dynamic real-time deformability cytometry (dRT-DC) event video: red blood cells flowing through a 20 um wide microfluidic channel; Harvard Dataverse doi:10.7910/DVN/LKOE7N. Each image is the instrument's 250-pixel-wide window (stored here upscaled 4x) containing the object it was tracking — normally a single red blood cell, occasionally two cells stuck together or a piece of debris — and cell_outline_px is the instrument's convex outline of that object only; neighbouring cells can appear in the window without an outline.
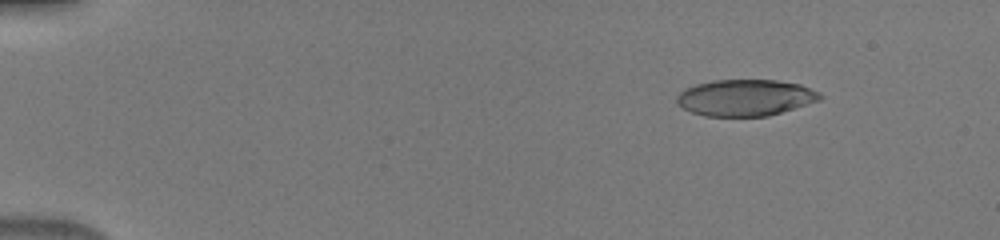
{"species": "human", "species_latin": "Homo sapiens", "temperature_condition": "warm", "stored_images_in_passage": 50, "camera_frame_rate_fps": 3000, "um_per_image_px": 0.085, "donor": {"sex": "male"}, "frame": {"image": 1, "passage_image": 7, "time_ms": 2.0, "image_size_px": [1000, 240], "cell_outline_px": [[824, 96], [820, 100], [768, 116], [704, 116], [692, 112], [676, 104], [676, 96], [684, 88], [696, 84], [712, 80], [776, 80], [800, 84], [820, 92]], "centroid_in_image_um": [63.34, 8.3], "position_along_channel_um": 21.7, "area_um2": 30.52}}
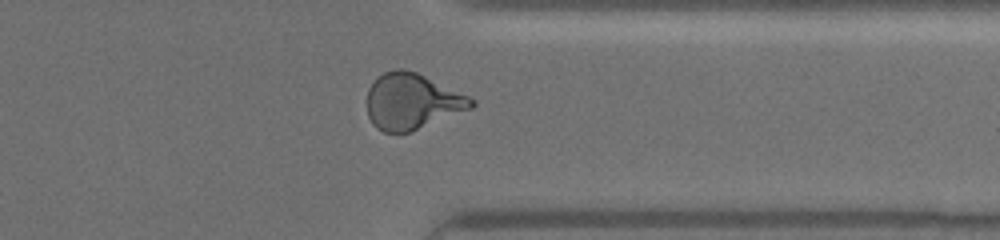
{"frame": {"image": 2, "passage_image": 41, "time_ms": 13.333, "image_size_px": [1000, 240], "cell_outline_px": [[476, 104], [472, 108], [408, 132], [384, 132], [376, 128], [372, 124], [368, 116], [368, 88], [376, 76], [384, 72], [396, 68], [404, 68], [416, 72], [468, 96], [476, 100]], "centroid_in_image_um": [34.99, 8.6], "position_along_channel_um": 376.4, "area_um2": 33.76}}
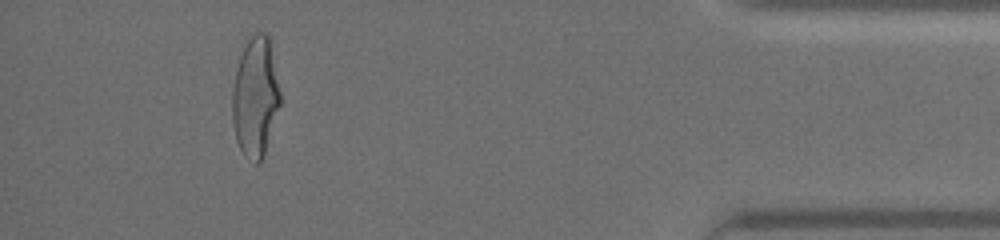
{"frame": {"image": 3, "passage_image": 47, "time_ms": 15.333, "image_size_px": [1000, 240], "cell_outline_px": [[280, 104], [264, 156], [260, 164], [256, 164], [248, 160], [244, 156], [236, 140], [232, 124], [232, 92], [236, 72], [240, 56], [248, 36], [252, 32], [268, 32], [280, 92]], "centroid_in_image_um": [21.7, 8.26], "position_along_channel_um": 413.5, "area_um2": 33.76}}